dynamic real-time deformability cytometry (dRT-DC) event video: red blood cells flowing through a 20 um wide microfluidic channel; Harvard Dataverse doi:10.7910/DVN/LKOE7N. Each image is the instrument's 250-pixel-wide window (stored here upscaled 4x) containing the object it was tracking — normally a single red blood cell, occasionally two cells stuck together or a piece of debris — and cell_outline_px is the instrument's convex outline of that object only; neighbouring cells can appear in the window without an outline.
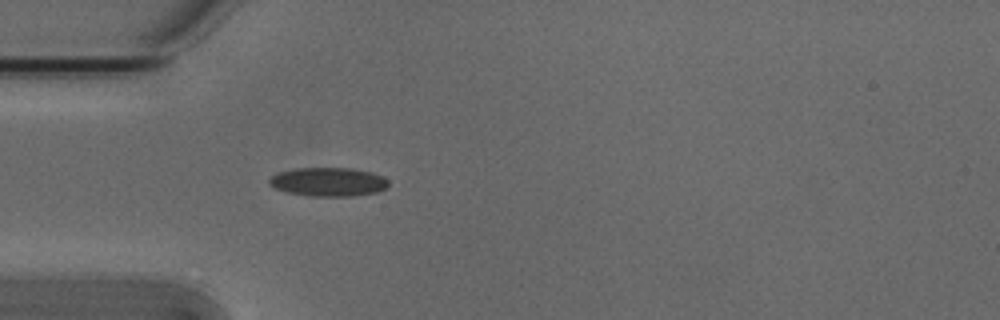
{"species": "Egyptian fruit bat (a non-hibernating species)", "species_latin": "Rousettus aegyptiacus", "temperature_condition": "cold", "stored_images_in_passage": 3, "camera_frame_rate_fps": 3000, "um_per_image_px": 0.085, "animal": {"sex": "male"}, "frame": {"image": 1, "passage_image": 3, "time_ms": 0.667, "image_size_px": [1000, 320], "cell_outline_px": [[388, 188], [376, 192], [352, 196], [308, 196], [288, 192], [276, 188], [268, 184], [268, 180], [276, 172], [296, 168], [352, 168], [372, 172], [388, 180]], "centroid_in_image_um": [27.89, 15.45], "position_along_channel_um": 57.1, "area_um2": 20.06}}